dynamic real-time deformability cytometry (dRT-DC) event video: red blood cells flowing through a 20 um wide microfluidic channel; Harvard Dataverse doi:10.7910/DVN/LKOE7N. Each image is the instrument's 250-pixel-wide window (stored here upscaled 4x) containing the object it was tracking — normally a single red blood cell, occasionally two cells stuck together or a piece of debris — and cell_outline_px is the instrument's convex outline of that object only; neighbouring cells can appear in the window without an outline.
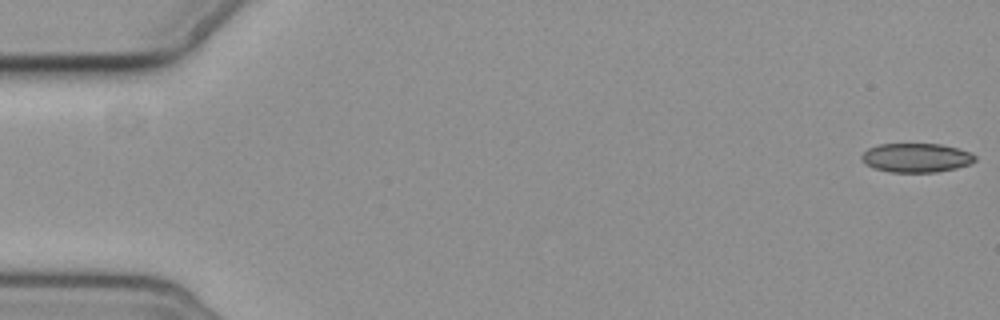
{"species": "common noctule bat (a hibernating species)", "species_latin": "Nyctalus noctula", "temperature_condition": "cold", "stored_images_in_passage": 5, "camera_frame_rate_fps": 3000, "um_per_image_px": 0.085, "animal": {"sex": "female", "body_mass_g": 19.3, "forearm_length_mm": 54.1}, "frame": {"image": 1, "passage_image": 1, "time_ms": 0.0, "image_size_px": [1000, 320], "cell_outline_px": [[976, 160], [972, 164], [956, 168], [936, 172], [888, 172], [872, 168], [864, 164], [860, 160], [860, 156], [868, 148], [880, 144], [940, 144], [972, 152], [976, 156]], "centroid_in_image_um": [77.87, 13.42], "position_along_channel_um": 7.1, "area_um2": 19.48}}
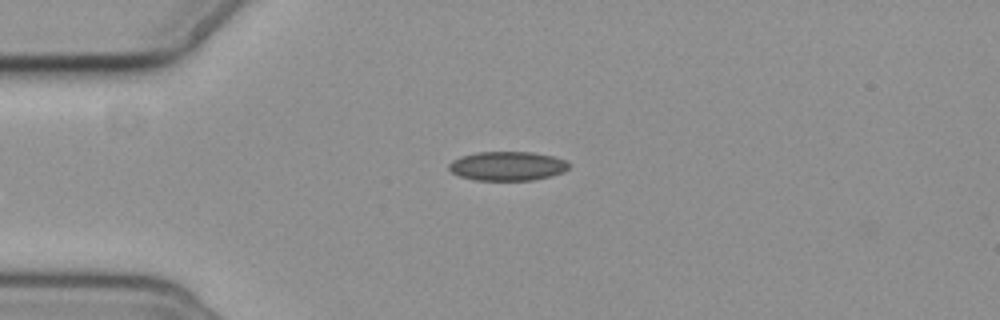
{"frame": {"image": 2, "passage_image": 5, "time_ms": 4.667, "image_size_px": [1000, 320], "cell_outline_px": [[572, 164], [564, 172], [552, 176], [532, 180], [476, 180], [460, 176], [452, 172], [448, 168], [448, 164], [452, 160], [460, 156], [476, 152], [532, 152], [552, 156], [568, 160]], "centroid_in_image_um": [43.16, 14.11], "position_along_channel_um": 41.8, "area_um2": 20.58}}